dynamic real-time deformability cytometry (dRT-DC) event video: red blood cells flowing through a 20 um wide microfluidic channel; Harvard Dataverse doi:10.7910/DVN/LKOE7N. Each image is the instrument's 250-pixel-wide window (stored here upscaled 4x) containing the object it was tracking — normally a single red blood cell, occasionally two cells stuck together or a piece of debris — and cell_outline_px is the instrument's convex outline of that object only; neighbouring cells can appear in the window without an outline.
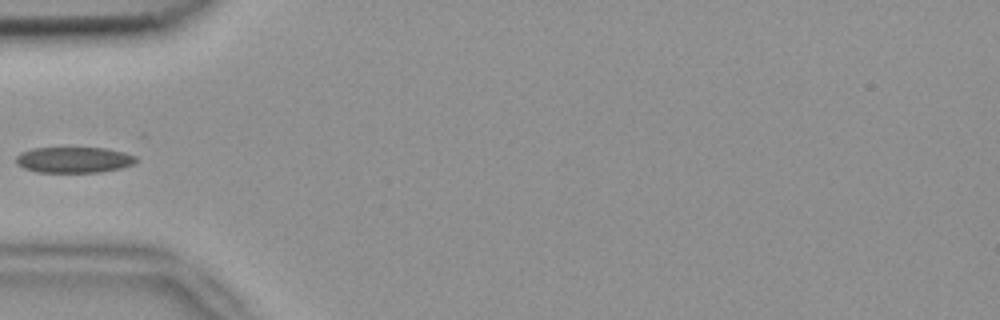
{"species": "common noctule bat (a hibernating species)", "species_latin": "Nyctalus noctula", "temperature_condition": "room temperature", "stored_images_in_passage": 3, "camera_frame_rate_fps": 3000, "um_per_image_px": 0.085, "animal": {"sex": "female", "body_mass_g": 18.4}, "frame": {"image": 1, "passage_image": 3, "time_ms": 0.667, "image_size_px": [1000, 320], "cell_outline_px": [[140, 160], [132, 164], [120, 168], [100, 172], [36, 172], [24, 168], [16, 164], [16, 156], [20, 152], [32, 148], [108, 148], [124, 152], [136, 156]], "centroid_in_image_um": [6.28, 13.58], "position_along_channel_um": 78.7, "area_um2": 18.21}}